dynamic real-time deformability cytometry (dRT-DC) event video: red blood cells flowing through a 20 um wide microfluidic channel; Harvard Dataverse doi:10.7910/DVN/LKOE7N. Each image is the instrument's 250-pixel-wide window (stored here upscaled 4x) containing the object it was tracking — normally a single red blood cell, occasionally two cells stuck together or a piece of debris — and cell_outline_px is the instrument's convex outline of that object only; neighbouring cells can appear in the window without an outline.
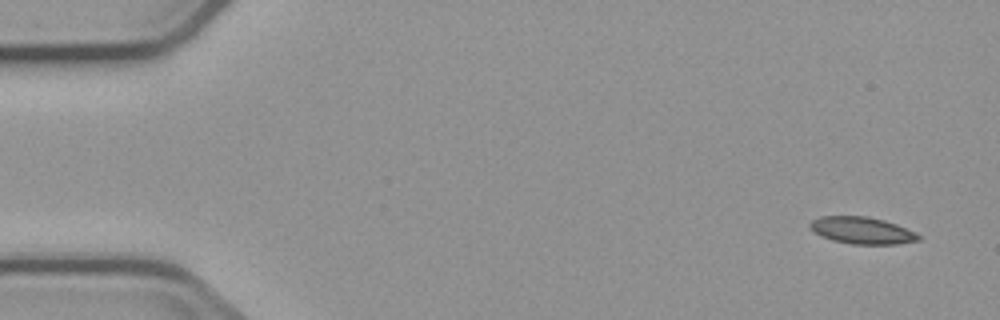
{"species": "common noctule bat (a hibernating species)", "species_latin": "Nyctalus noctula", "temperature_condition": "cold", "stored_images_in_passage": 8, "camera_frame_rate_fps": 3000, "um_per_image_px": 0.085, "animal": {"sex": "male", "body_mass_g": 23.1, "forearm_length_mm": 52.7}, "frame": {"image": 1, "passage_image": 1, "time_ms": 0.0, "image_size_px": [1000, 320], "cell_outline_px": [[924, 236], [920, 240], [896, 244], [852, 244], [832, 240], [820, 236], [808, 224], [812, 220], [820, 216], [868, 216], [884, 220], [896, 224]], "centroid_in_image_um": [73.3, 19.58], "position_along_channel_um": 11.7, "area_um2": 17.05}}
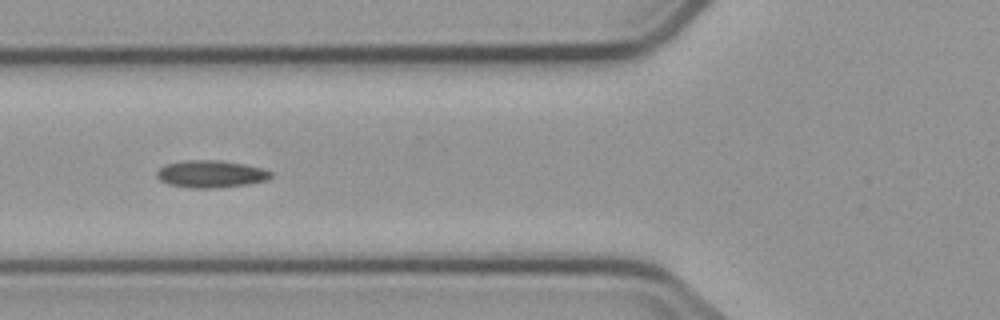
{"frame": {"image": 2, "passage_image": 6, "time_ms": 6.0, "image_size_px": [1000, 320], "cell_outline_px": [[272, 176], [268, 180], [248, 184], [212, 188], [192, 188], [168, 184], [160, 180], [156, 176], [156, 172], [164, 164], [188, 160], [216, 160], [244, 164], [264, 168], [272, 172]], "centroid_in_image_um": [17.93, 14.79], "position_along_channel_um": 107.9, "area_um2": 18.15}}
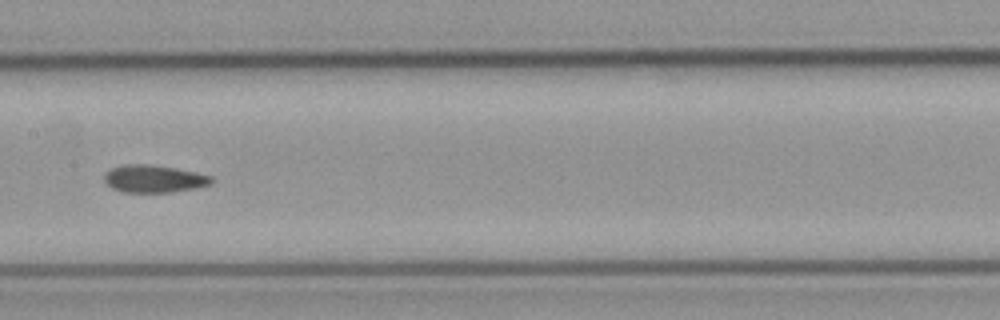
{"frame": {"image": 3, "passage_image": 8, "time_ms": 8.333, "image_size_px": [1000, 320], "cell_outline_px": [[216, 180], [212, 184], [196, 188], [172, 192], [124, 192], [112, 188], [104, 180], [104, 176], [112, 168], [120, 164], [144, 164], [176, 168], [196, 172], [212, 176]], "centroid_in_image_um": [13.13, 15.2], "position_along_channel_um": 194.3, "area_um2": 17.22}}